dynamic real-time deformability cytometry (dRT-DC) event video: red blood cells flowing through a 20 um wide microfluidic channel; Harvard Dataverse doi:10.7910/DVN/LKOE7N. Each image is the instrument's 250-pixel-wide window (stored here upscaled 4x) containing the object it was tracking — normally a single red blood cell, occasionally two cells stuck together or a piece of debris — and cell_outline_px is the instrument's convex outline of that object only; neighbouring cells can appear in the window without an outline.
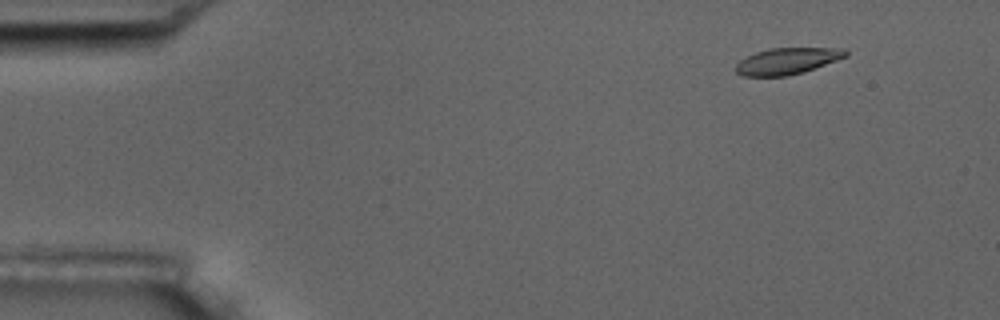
{"species": "common noctule bat (a hibernating species)", "species_latin": "Nyctalus noctula", "temperature_condition": "room temperature", "stored_images_in_passage": 4, "camera_frame_rate_fps": 3000, "um_per_image_px": 0.085, "animal": {"sex": "male", "body_mass_g": 17.5, "forearm_length_mm": 52.3}, "frame": {"image": 1, "passage_image": 1, "time_ms": 0.0, "image_size_px": [1000, 320], "cell_outline_px": [[848, 56], [804, 72], [788, 76], [744, 76], [736, 72], [736, 64], [740, 60], [756, 52], [768, 48], [840, 48], [848, 52]], "centroid_in_image_um": [66.91, 5.19], "position_along_channel_um": 18.1, "area_um2": 16.88}}